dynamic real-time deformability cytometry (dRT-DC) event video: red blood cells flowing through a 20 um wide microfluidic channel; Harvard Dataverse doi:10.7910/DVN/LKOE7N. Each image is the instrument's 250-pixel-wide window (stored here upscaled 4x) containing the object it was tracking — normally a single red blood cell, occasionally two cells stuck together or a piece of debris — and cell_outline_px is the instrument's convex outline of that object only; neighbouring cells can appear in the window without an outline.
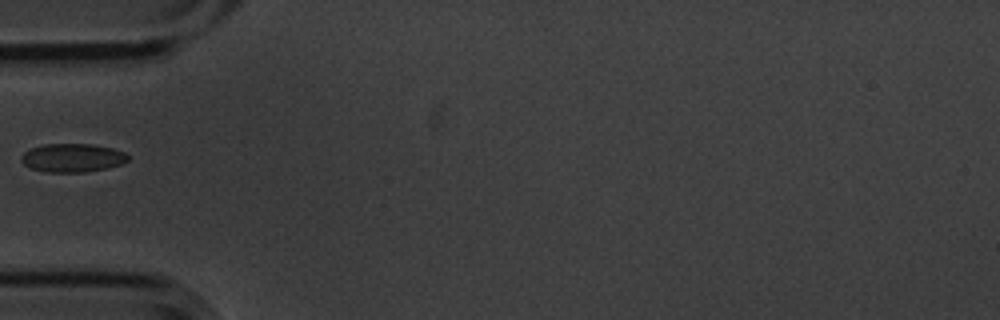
{"species": "common noctule bat (a hibernating species)", "species_latin": "Nyctalus noctula", "temperature_condition": "cold", "stored_images_in_passage": 2, "camera_frame_rate_fps": 3000, "um_per_image_px": 0.085, "animal": {"sex": "male", "body_mass_g": 20.1, "forearm_length_mm": 53.5}, "frame": {"image": 1, "passage_image": 1, "time_ms": 0.0, "image_size_px": [1000, 320], "cell_outline_px": [[128, 160], [120, 164], [108, 168], [84, 172], [48, 172], [32, 168], [24, 164], [20, 160], [20, 156], [24, 152], [32, 148], [44, 144], [92, 144], [112, 148], [124, 152], [128, 156]], "centroid_in_image_um": [6.15, 13.41], "position_along_channel_um": 78.9, "area_um2": 17.63}}
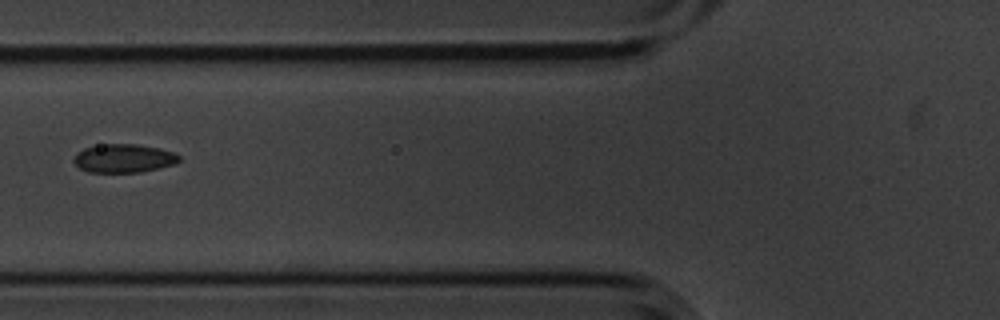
{"frame": {"image": 2, "passage_image": 2, "time_ms": 0.333, "image_size_px": [1000, 320], "cell_outline_px": [[180, 160], [172, 164], [140, 172], [88, 172], [80, 168], [72, 160], [76, 152], [84, 148], [104, 144], [136, 144], [160, 148], [172, 152], [180, 156]], "centroid_in_image_um": [10.47, 13.45], "position_along_channel_um": 115.3, "area_um2": 17.34}}